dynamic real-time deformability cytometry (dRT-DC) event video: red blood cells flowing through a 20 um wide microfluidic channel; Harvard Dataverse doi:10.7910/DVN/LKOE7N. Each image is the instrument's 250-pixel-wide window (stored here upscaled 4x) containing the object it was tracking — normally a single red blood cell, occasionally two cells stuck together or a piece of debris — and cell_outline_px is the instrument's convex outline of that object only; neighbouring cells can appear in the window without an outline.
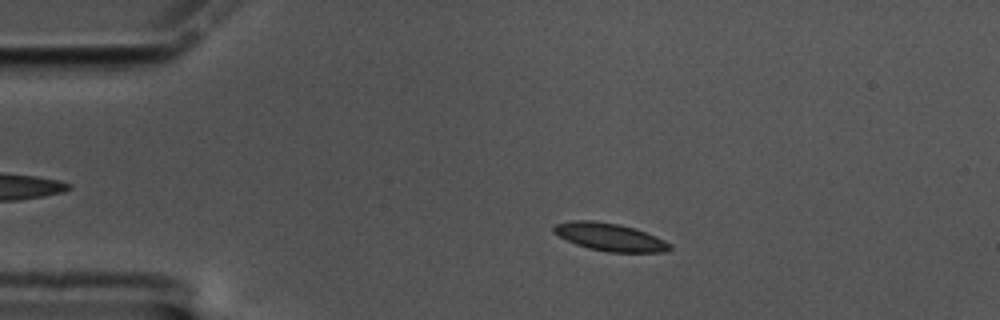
{"species": "common noctule bat (a hibernating species)", "species_latin": "Nyctalus noctula", "temperature_condition": "cold", "stored_images_in_passage": 59, "camera_frame_rate_fps": 3000, "um_per_image_px": 0.085, "animal": {"sex": "male", "body_mass_g": 17.5, "forearm_length_mm": 52.3}, "frame": {"image": 1, "passage_image": 11, "time_ms": 3.333, "image_size_px": [1000, 320], "cell_outline_px": [[672, 248], [664, 252], [608, 252], [588, 248], [576, 244], [552, 232], [552, 228], [556, 224], [572, 220], [592, 220], [620, 224], [636, 228], [656, 236], [672, 244]], "centroid_in_image_um": [51.85, 20.14], "position_along_channel_um": 33.1, "area_um2": 18.84}}
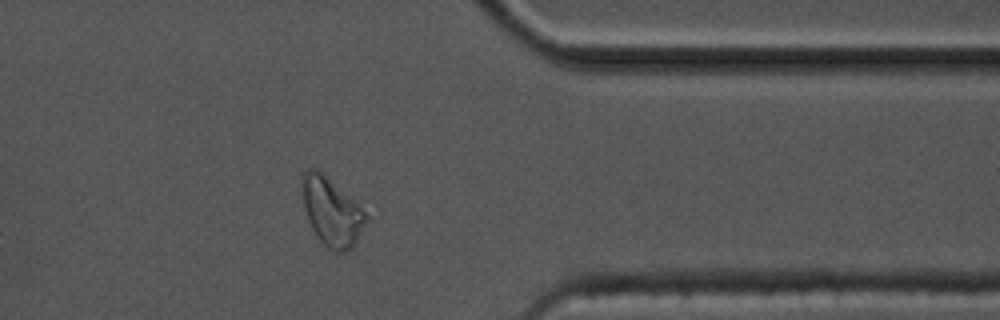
{"frame": {"image": 2, "passage_image": 47, "time_ms": 15.333, "image_size_px": [1000, 320], "cell_outline_px": [[368, 220], [356, 244], [352, 248], [344, 252], [336, 252], [328, 248], [320, 240], [312, 228], [308, 220], [304, 208], [300, 192], [300, 176], [308, 168], [316, 168], [356, 200], [368, 216]], "centroid_in_image_um": [28.18, 17.97], "position_along_channel_um": 383.2, "area_um2": 25.89}}
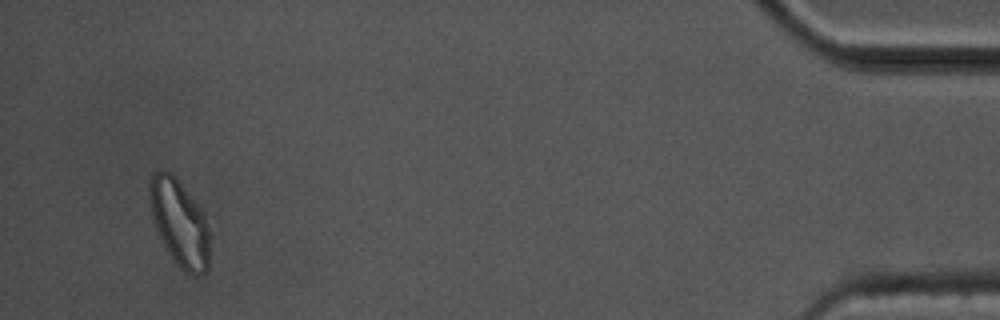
{"frame": {"image": 3, "passage_image": 56, "time_ms": 18.333, "image_size_px": [1000, 320], "cell_outline_px": [[208, 272], [196, 276], [192, 276], [184, 272], [176, 264], [164, 244], [152, 220], [148, 196], [148, 180], [156, 172], [172, 172], [176, 176], [200, 208], [204, 216], [208, 228]], "centroid_in_image_um": [15.23, 18.95], "position_along_channel_um": 420.0, "area_um2": 30.29}, "authors_computed_cell_mechanics": {"area_um2": 18.8428, "velocity_mm_per_s": 3.3757, "shape_relaxation_time_tau1_ms": null, "shape_relaxation_time_tau2_ms": 1.9565, "deformation_change_tau1": null, "deformation_change_tau2": 0.0765}}